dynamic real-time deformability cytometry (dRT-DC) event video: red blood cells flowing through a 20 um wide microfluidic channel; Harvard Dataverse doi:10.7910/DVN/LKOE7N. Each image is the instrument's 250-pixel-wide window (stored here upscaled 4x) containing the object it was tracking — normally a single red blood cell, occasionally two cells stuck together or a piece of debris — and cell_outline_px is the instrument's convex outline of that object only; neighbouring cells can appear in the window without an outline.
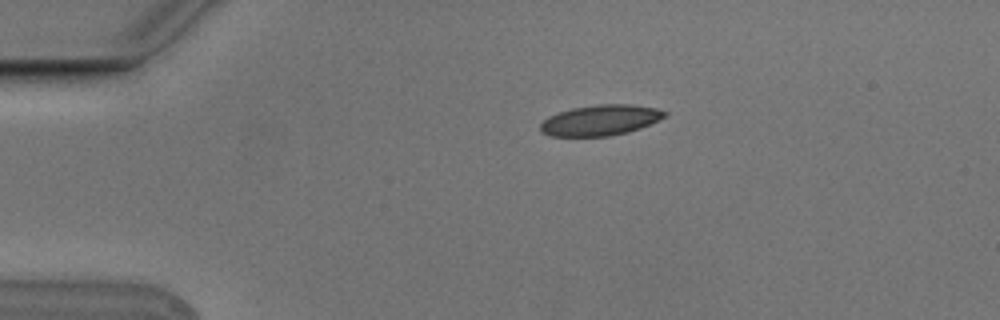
{"species": "Egyptian fruit bat (a non-hibernating species)", "species_latin": "Rousettus aegyptiacus", "temperature_condition": "cold", "stored_images_in_passage": 3, "camera_frame_rate_fps": 3000, "um_per_image_px": 0.085, "animal": {"sex": "male"}, "frame": {"image": 1, "passage_image": 1, "time_ms": 0.0, "image_size_px": [1000, 320], "cell_outline_px": [[668, 116], [640, 128], [628, 132], [608, 136], [552, 136], [540, 132], [540, 124], [548, 116], [572, 108], [596, 104], [632, 104], [656, 108], [668, 112]], "centroid_in_image_um": [51.05, 10.21], "position_along_channel_um": 33.9, "area_um2": 22.25}}
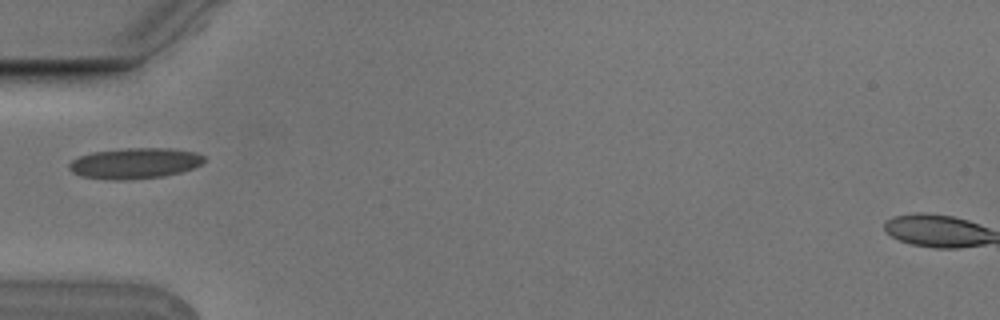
{"frame": {"image": 2, "passage_image": 3, "time_ms": 0.667, "image_size_px": [1000, 320], "cell_outline_px": [[204, 160], [200, 164], [192, 168], [180, 172], [160, 176], [124, 180], [108, 180], [80, 176], [72, 172], [68, 168], [68, 164], [72, 160], [80, 156], [92, 152], [124, 148], [168, 148], [196, 152], [204, 156]], "centroid_in_image_um": [11.4, 13.87], "position_along_channel_um": 73.6, "area_um2": 24.1}}